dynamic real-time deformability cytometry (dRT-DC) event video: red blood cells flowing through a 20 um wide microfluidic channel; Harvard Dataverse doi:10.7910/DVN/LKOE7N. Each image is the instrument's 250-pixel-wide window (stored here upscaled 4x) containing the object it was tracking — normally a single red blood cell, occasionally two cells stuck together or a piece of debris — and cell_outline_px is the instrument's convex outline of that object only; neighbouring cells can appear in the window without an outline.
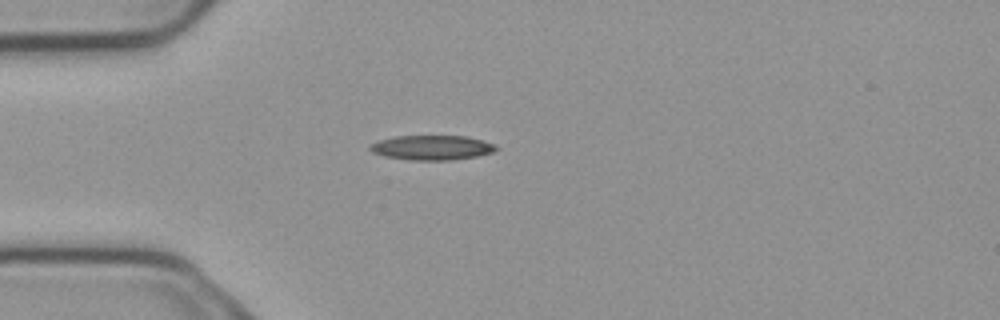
{"species": "common noctule bat (a hibernating species)", "species_latin": "Nyctalus noctula", "temperature_condition": "cold", "stored_images_in_passage": 4, "camera_frame_rate_fps": 3000, "um_per_image_px": 0.085, "animal": {"sex": "male", "body_mass_g": 23.1, "forearm_length_mm": 52.7}, "frame": {"image": 1, "passage_image": 3, "time_ms": 0.667, "image_size_px": [1000, 320], "cell_outline_px": [[500, 148], [492, 152], [476, 156], [452, 160], [408, 160], [384, 156], [372, 152], [368, 148], [368, 144], [380, 140], [396, 136], [464, 136], [496, 144]], "centroid_in_image_um": [36.69, 12.55], "position_along_channel_um": 48.3, "area_um2": 18.15}}